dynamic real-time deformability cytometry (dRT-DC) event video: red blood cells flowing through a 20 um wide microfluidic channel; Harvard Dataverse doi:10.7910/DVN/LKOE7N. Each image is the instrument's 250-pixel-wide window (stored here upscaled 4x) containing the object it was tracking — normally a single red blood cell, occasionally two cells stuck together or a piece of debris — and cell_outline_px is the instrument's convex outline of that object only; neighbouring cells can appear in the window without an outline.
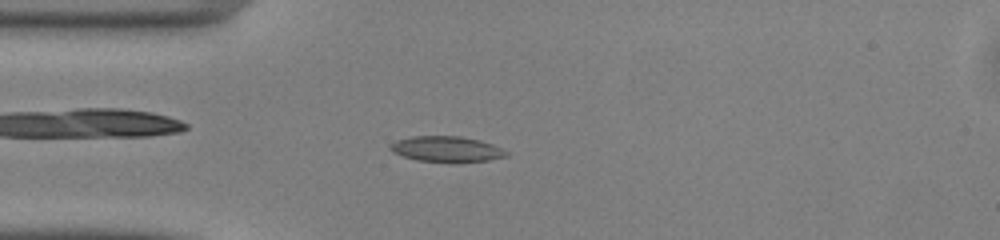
{"species": "common noctule bat (a hibernating species)", "species_latin": "Nyctalus noctula", "temperature_condition": "warm", "stored_images_in_passage": 46, "camera_frame_rate_fps": 3000, "um_per_image_px": 0.085, "animal": {"sex": "male", "body_mass_g": 13.0, "forearm_length_mm": 53.1}, "frame": {"image": 1, "passage_image": 9, "time_ms": 2.667, "image_size_px": [1000, 240], "cell_outline_px": [[508, 156], [488, 160], [452, 164], [416, 160], [392, 152], [388, 148], [388, 144], [396, 140], [412, 136], [460, 136], [480, 140], [492, 144], [508, 152]], "centroid_in_image_um": [37.93, 12.69], "position_along_channel_um": 47.1, "area_um2": 17.8}}
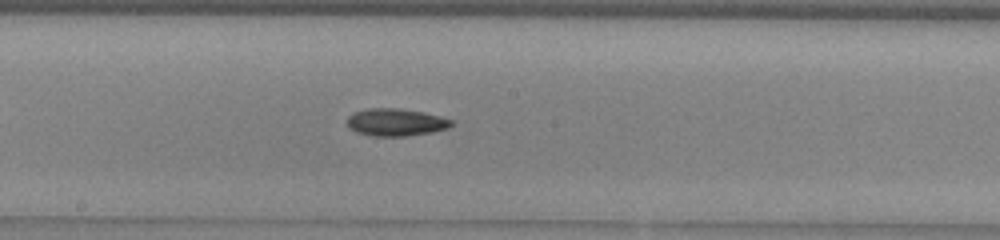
{"frame": {"image": 2, "passage_image": 22, "time_ms": 7.0, "image_size_px": [1000, 240], "cell_outline_px": [[452, 124], [448, 128], [432, 132], [408, 136], [372, 136], [356, 132], [348, 128], [348, 116], [352, 112], [368, 108], [400, 108], [424, 112], [440, 116], [452, 120]], "centroid_in_image_um": [33.62, 10.39], "position_along_channel_um": 214.6, "area_um2": 16.82}}
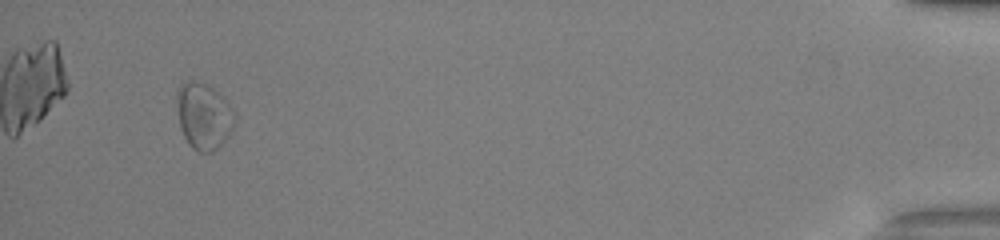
{"frame": {"image": 3, "passage_image": 43, "time_ms": 14.0, "image_size_px": [1000, 240], "cell_outline_px": [[236, 124], [232, 132], [212, 152], [200, 152], [192, 148], [188, 144], [184, 136], [180, 124], [176, 96], [176, 88], [180, 84], [204, 84], [212, 88], [224, 96], [228, 100], [236, 116]], "centroid_in_image_um": [17.36, 9.89], "position_along_channel_um": 417.8, "area_um2": 22.2}, "authors_computed_cell_mechanics": {"area_um2": 16.7331, "velocity_mm_per_s": 4.1104, "shape_relaxation_time_tau1_ms": 6.7767, "shape_relaxation_time_tau2_ms": null, "deformation_change_tau1": 0.1055, "deformation_change_tau2": null}}